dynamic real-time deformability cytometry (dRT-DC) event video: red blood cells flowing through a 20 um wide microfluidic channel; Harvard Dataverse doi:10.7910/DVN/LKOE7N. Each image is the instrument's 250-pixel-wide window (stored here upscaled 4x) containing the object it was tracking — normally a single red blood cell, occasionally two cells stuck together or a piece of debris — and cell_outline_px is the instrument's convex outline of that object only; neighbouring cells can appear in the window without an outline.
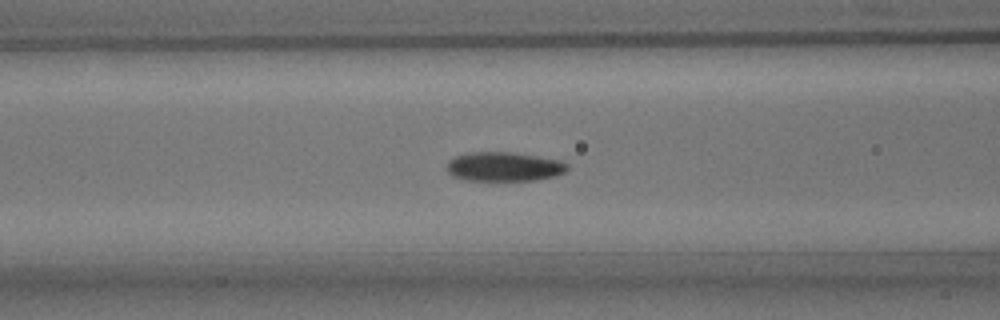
{"species": "common noctule bat (a hibernating species)", "species_latin": "Nyctalus noctula", "temperature_condition": "room temperature", "stored_images_in_passage": 40, "camera_frame_rate_fps": 3000, "um_per_image_px": 0.085, "animal": {"sex": "male", "body_mass_g": 15.6}, "frame": {"image": 1, "passage_image": 9, "time_ms": 2.667, "image_size_px": [1000, 320], "cell_outline_px": [[568, 168], [564, 172], [556, 176], [536, 180], [464, 180], [452, 176], [448, 172], [448, 160], [456, 156], [472, 152], [512, 152], [560, 160], [568, 164]], "centroid_in_image_um": [42.85, 14.17], "position_along_channel_um": 123.8, "area_um2": 20.46}}
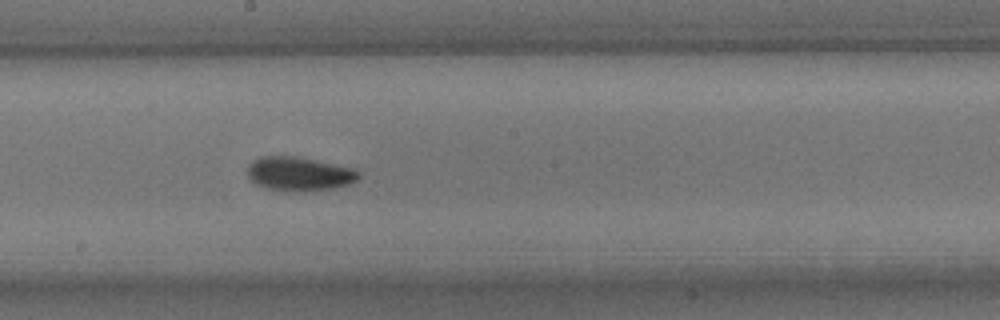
{"frame": {"image": 2, "passage_image": 17, "time_ms": 5.333, "image_size_px": [1000, 320], "cell_outline_px": [[360, 176], [356, 180], [348, 184], [332, 188], [268, 188], [256, 184], [248, 176], [248, 164], [260, 156], [292, 156], [352, 168], [360, 172]], "centroid_in_image_um": [25.4, 14.72], "position_along_channel_um": 222.8, "area_um2": 20.63}}
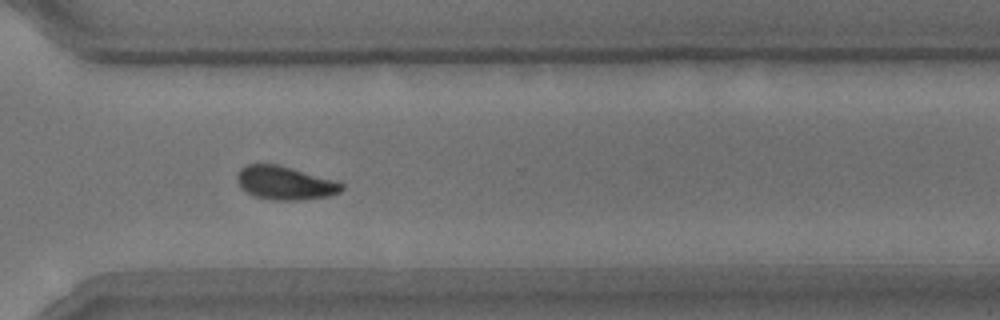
{"frame": {"image": 3, "passage_image": 27, "time_ms": 8.667, "image_size_px": [1000, 320], "cell_outline_px": [[344, 188], [340, 192], [328, 196], [304, 200], [272, 200], [256, 196], [248, 192], [236, 180], [236, 176], [240, 168], [248, 164], [276, 164], [292, 168], [336, 180], [344, 184]], "centroid_in_image_um": [24.26, 15.55], "position_along_channel_um": 346.3, "area_um2": 20.35}, "authors_computed_cell_mechanics": {"area_um2": 20.4323, "velocity_mm_per_s": 3.7138, "shape_relaxation_time_tau1_ms": 2.3235, "shape_relaxation_time_tau2_ms": 2.4449, "deformation_change_tau1": 0.1226, "deformation_change_tau2": 0.0483}}